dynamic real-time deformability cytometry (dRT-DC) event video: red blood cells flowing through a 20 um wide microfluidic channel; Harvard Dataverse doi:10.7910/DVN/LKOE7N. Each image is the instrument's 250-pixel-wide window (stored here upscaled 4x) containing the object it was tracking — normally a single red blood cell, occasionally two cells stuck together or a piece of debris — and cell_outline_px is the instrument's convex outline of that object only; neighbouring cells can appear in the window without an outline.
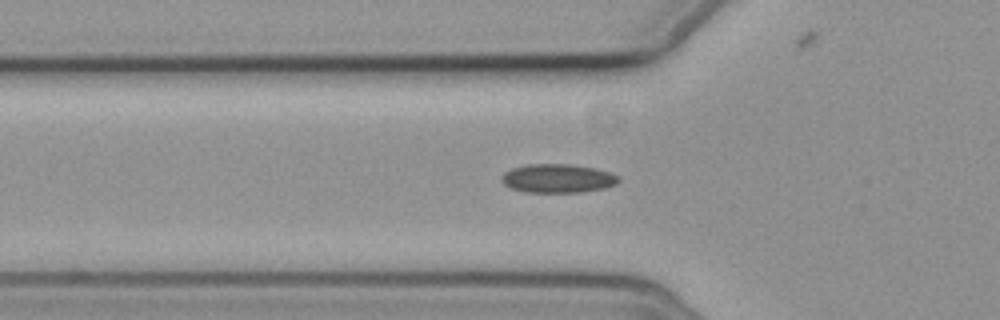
{"species": "common noctule bat (a hibernating species)", "species_latin": "Nyctalus noctula", "temperature_condition": "cold", "stored_images_in_passage": 40, "camera_frame_rate_fps": 3000, "um_per_image_px": 0.085, "animal": {"sex": "female", "body_mass_g": 19.3, "forearm_length_mm": 54.1}, "frame": {"image": 1, "passage_image": 3, "time_ms": 0.667, "image_size_px": [1000, 320], "cell_outline_px": [[620, 180], [616, 184], [604, 188], [580, 192], [528, 192], [512, 188], [504, 184], [500, 180], [504, 172], [512, 168], [528, 164], [572, 164], [592, 168], [608, 172], [620, 176]], "centroid_in_image_um": [47.4, 15.16], "position_along_channel_um": 78.4, "area_um2": 19.48}}
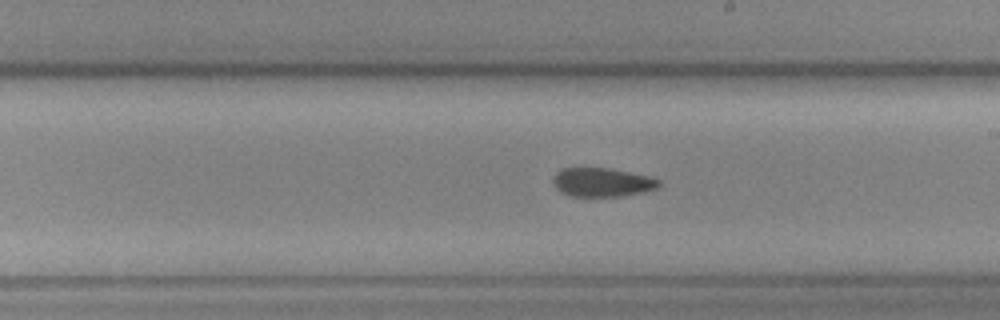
{"frame": {"image": 2, "passage_image": 16, "time_ms": 5.0, "image_size_px": [1000, 320], "cell_outline_px": [[660, 184], [656, 188], [644, 192], [620, 196], [568, 196], [560, 192], [552, 184], [552, 176], [560, 168], [608, 168], [648, 176], [660, 180]], "centroid_in_image_um": [51.11, 15.49], "position_along_channel_um": 237.9, "area_um2": 17.86}}
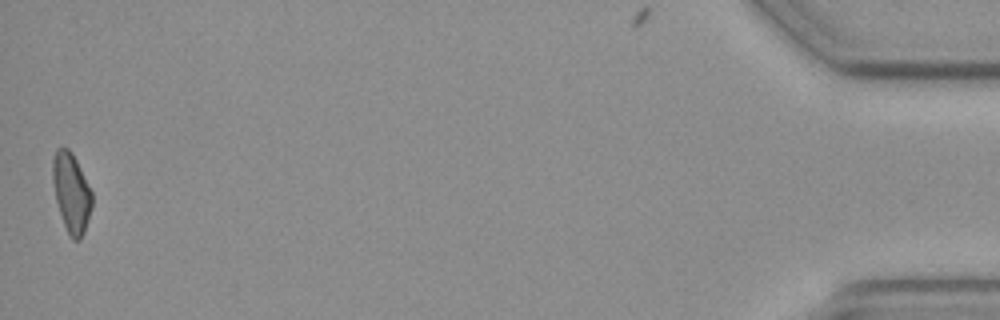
{"frame": {"image": 3, "passage_image": 40, "time_ms": 13.0, "image_size_px": [1000, 320], "cell_outline_px": [[92, 208], [84, 232], [80, 240], [72, 240], [68, 236], [56, 200], [52, 180], [52, 156], [56, 148], [68, 148], [72, 152], [92, 192]], "centroid_in_image_um": [6.05, 16.38], "position_along_channel_um": 429.1, "area_um2": 18.26}, "authors_computed_cell_mechanics": {"area_um2": 18.4093, "velocity_mm_per_s": 3.672, "shape_relaxation_time_tau1_ms": null, "shape_relaxation_time_tau2_ms": 6.3637, "deformation_change_tau1": null, "deformation_change_tau2": 0.1094}}